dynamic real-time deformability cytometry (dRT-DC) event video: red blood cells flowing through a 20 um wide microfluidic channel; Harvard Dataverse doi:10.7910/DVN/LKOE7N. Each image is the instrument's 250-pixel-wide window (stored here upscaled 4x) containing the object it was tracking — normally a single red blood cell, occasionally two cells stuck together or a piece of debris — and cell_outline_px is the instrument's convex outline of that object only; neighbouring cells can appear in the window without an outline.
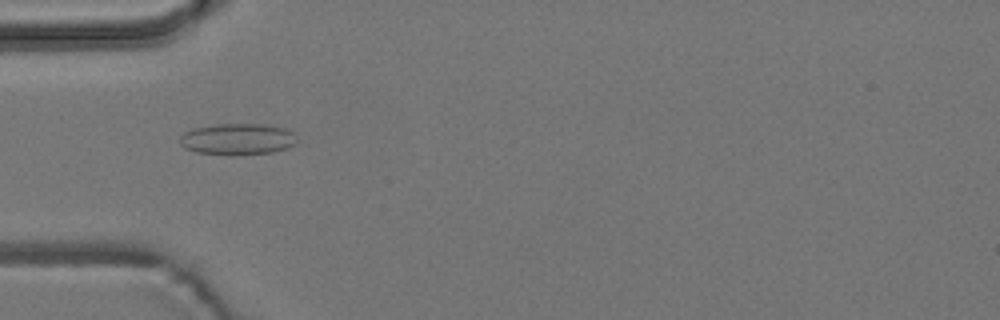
{"species": "common noctule bat (a hibernating species)", "species_latin": "Nyctalus noctula", "temperature_condition": "room temperature", "stored_images_in_passage": 2, "camera_frame_rate_fps": 3000, "um_per_image_px": 0.085, "animal": {"sex": "male", "body_mass_g": 19.2, "forearm_length_mm": 51.8}, "frame": {"image": 1, "passage_image": 1, "time_ms": 0.0, "image_size_px": [1000, 320], "cell_outline_px": [[296, 144], [288, 148], [272, 152], [196, 152], [184, 148], [180, 144], [180, 136], [184, 132], [192, 128], [216, 124], [264, 124], [284, 128], [292, 132], [296, 140]], "centroid_in_image_um": [20.18, 11.77], "position_along_channel_um": 64.8, "area_um2": 20.58}}
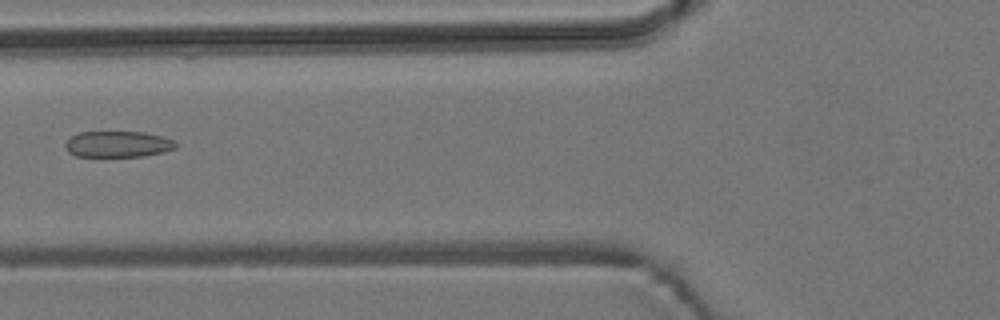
{"frame": {"image": 2, "passage_image": 2, "time_ms": 1.333, "image_size_px": [1000, 320], "cell_outline_px": [[180, 144], [176, 148], [164, 152], [144, 156], [104, 160], [100, 160], [76, 156], [68, 152], [64, 144], [72, 136], [80, 132], [144, 132], [176, 140]], "centroid_in_image_um": [10.02, 12.32], "position_along_channel_um": 115.8, "area_um2": 17.92}}